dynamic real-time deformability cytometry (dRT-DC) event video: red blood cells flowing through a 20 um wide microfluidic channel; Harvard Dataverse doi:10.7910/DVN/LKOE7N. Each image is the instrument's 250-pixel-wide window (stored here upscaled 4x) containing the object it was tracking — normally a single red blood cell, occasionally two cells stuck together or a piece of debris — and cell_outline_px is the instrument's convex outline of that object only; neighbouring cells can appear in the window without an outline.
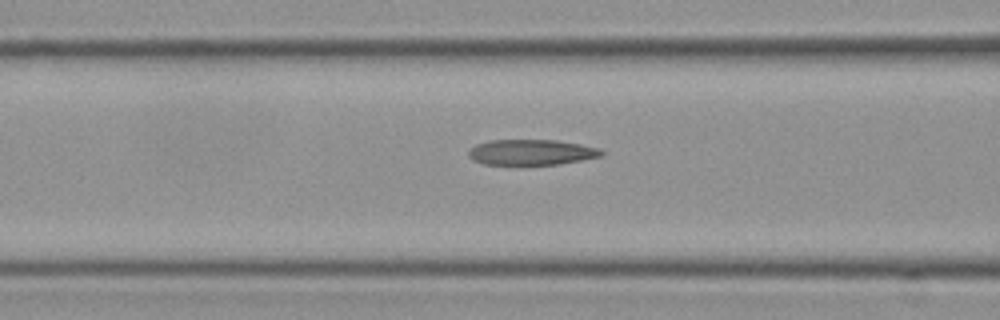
{"species": "Egyptian fruit bat (a non-hibernating species)", "species_latin": "Rousettus aegyptiacus", "temperature_condition": "cold", "stored_images_in_passage": 32, "camera_frame_rate_fps": 3000, "um_per_image_px": 0.085, "frame": {"image": 1, "passage_image": 8, "time_ms": 2.333, "image_size_px": [1000, 320], "cell_outline_px": [[604, 156], [560, 164], [484, 164], [472, 160], [468, 156], [468, 152], [476, 144], [488, 140], [556, 140], [580, 144], [600, 148], [604, 152]], "centroid_in_image_um": [45.19, 12.94], "position_along_channel_um": 121.4, "area_um2": 19.83}}
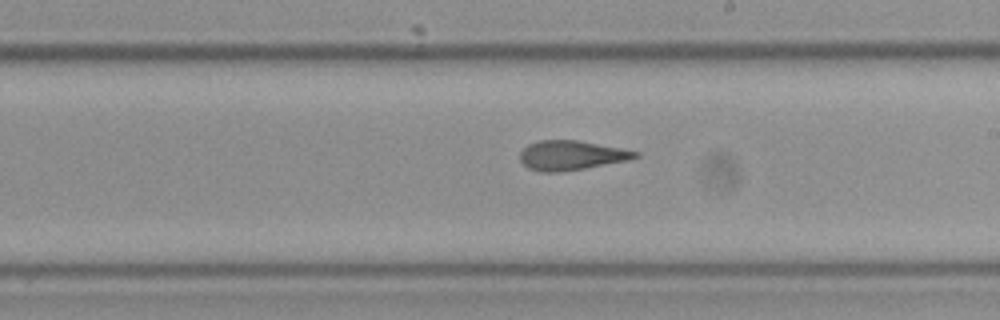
{"frame": {"image": 2, "passage_image": 18, "time_ms": 5.667, "image_size_px": [1000, 320], "cell_outline_px": [[640, 156], [628, 160], [584, 168], [560, 172], [540, 172], [528, 168], [520, 160], [520, 152], [528, 144], [540, 140], [576, 140], [620, 148], [640, 152]], "centroid_in_image_um": [48.54, 13.2], "position_along_channel_um": 240.5, "area_um2": 19.65}}
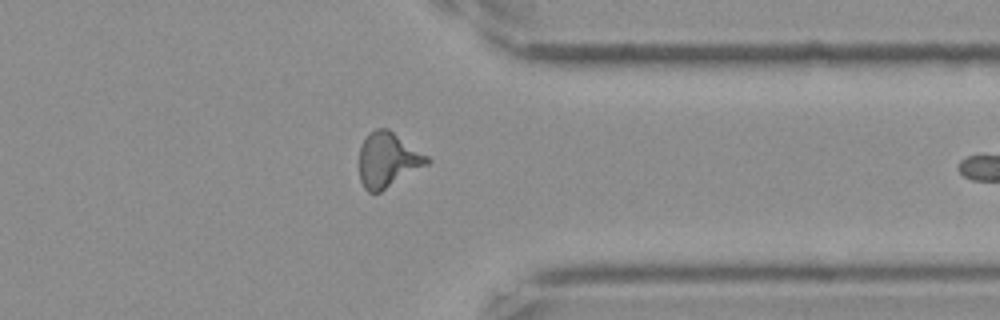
{"frame": {"image": 3, "passage_image": 30, "time_ms": 9.667, "image_size_px": [1000, 320], "cell_outline_px": [[432, 160], [428, 164], [380, 192], [368, 192], [364, 188], [360, 180], [360, 148], [364, 140], [376, 128], [388, 128], [428, 156]], "centroid_in_image_um": [32.98, 13.6], "position_along_channel_um": 378.4, "area_um2": 21.39}}